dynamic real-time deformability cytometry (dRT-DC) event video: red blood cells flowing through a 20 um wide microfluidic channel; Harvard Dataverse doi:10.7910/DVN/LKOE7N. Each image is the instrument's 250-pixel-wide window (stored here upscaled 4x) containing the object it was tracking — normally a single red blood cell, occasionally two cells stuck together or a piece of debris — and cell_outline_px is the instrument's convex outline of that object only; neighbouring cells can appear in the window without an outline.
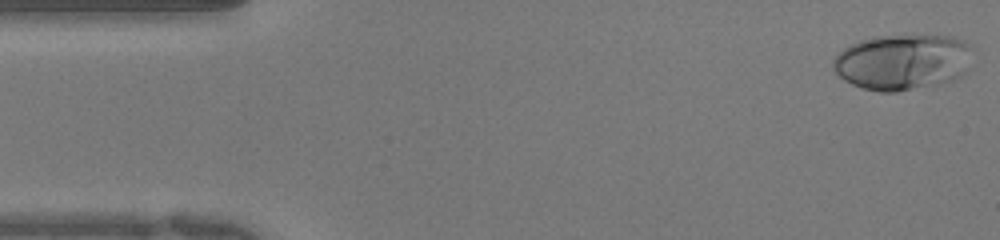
{"species": "human", "species_latin": "Homo sapiens", "temperature_condition": "warm", "stored_images_in_passage": 50, "camera_frame_rate_fps": 3000, "um_per_image_px": 0.085, "donor": {"sex": "female"}, "frame": {"image": 1, "passage_image": 1, "time_ms": 0.0, "image_size_px": [1000, 240], "cell_outline_px": [[968, 44], [960, 76], [952, 80], [940, 84], [896, 92], [880, 92], [864, 88], [852, 84], [844, 80], [832, 68], [832, 60], [848, 44], [860, 40], [876, 36], [952, 36], [964, 40]], "centroid_in_image_um": [76.58, 5.27], "position_along_channel_um": 8.4, "area_um2": 44.39}}
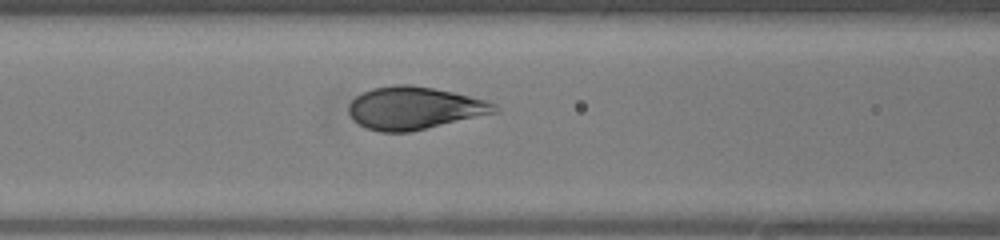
{"frame": {"image": 2, "passage_image": 19, "time_ms": 6.0, "image_size_px": [1000, 240], "cell_outline_px": [[500, 112], [408, 132], [380, 132], [368, 128], [352, 120], [348, 112], [348, 104], [356, 96], [372, 88], [396, 84], [412, 84], [452, 92], [484, 100], [496, 104]], "centroid_in_image_um": [35.2, 9.18], "position_along_channel_um": 131.4, "area_um2": 36.13}}
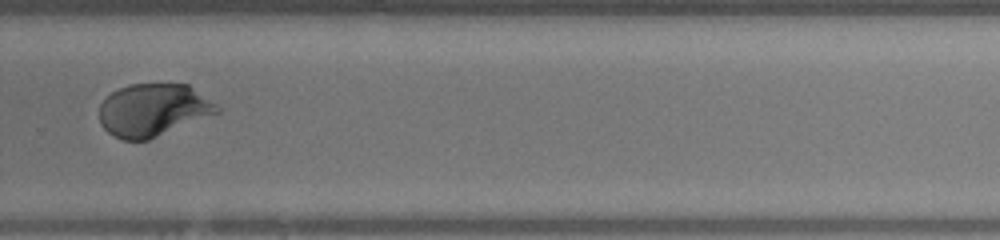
{"frame": {"image": 3, "passage_image": 33, "time_ms": 10.667, "image_size_px": [1000, 240], "cell_outline_px": [[224, 108], [220, 112], [148, 140], [124, 140], [108, 132], [100, 124], [100, 104], [112, 92], [128, 84], [188, 84]], "centroid_in_image_um": [13.06, 9.34], "position_along_channel_um": 316.7, "area_um2": 36.07}, "authors_computed_cell_mechanics": {"area_um2": 37.0209, "velocity_mm_per_s": 3.9817, "shape_relaxation_time_tau1_ms": 4.6453, "shape_relaxation_time_tau2_ms": null, "deformation_change_tau1": 0.2407, "deformation_change_tau2": null}}